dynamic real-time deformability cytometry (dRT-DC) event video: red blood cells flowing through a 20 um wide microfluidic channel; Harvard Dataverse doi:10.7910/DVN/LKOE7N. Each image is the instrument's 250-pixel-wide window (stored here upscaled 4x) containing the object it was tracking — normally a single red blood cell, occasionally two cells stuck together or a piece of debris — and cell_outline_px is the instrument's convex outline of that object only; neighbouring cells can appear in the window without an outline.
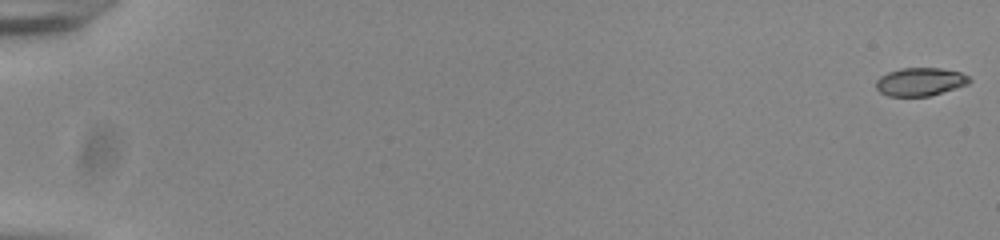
{"species": "common noctule bat (a hibernating species)", "species_latin": "Nyctalus noctula", "temperature_condition": "room temperature", "stored_images_in_passage": 11, "camera_frame_rate_fps": 3000, "um_per_image_px": 0.085, "animal": {"sex": "male", "body_mass_g": 20.0, "forearm_length_mm": 53.3}, "frame": {"image": 1, "passage_image": 1, "time_ms": 0.0, "image_size_px": [1000, 240], "cell_outline_px": [[972, 80], [968, 84], [928, 96], [888, 96], [880, 92], [876, 88], [876, 80], [880, 76], [888, 72], [900, 68], [940, 68], [960, 72], [968, 76]], "centroid_in_image_um": [78.19, 6.94], "position_along_channel_um": 6.8, "area_um2": 15.26}}